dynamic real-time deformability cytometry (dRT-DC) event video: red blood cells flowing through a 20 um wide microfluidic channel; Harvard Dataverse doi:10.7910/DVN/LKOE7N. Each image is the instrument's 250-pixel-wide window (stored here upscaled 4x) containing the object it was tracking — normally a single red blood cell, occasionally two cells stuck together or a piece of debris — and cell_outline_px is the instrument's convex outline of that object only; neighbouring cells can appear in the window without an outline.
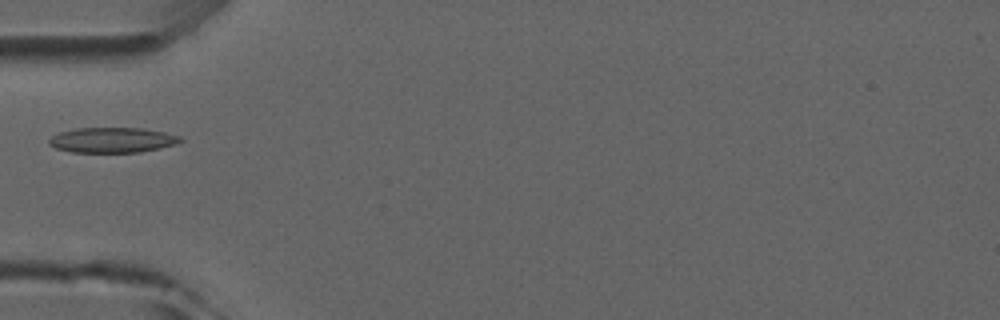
{"species": "common noctule bat (a hibernating species)", "species_latin": "Nyctalus noctula", "temperature_condition": "room temperature", "stored_images_in_passage": 5, "camera_frame_rate_fps": 3000, "um_per_image_px": 0.085, "animal": {"sex": "male", "forearm_length_mm": 52.5}, "frame": {"image": 1, "passage_image": 5, "time_ms": 4.333, "image_size_px": [1000, 320], "cell_outline_px": [[184, 140], [176, 144], [160, 148], [140, 152], [72, 152], [56, 148], [48, 144], [48, 140], [52, 136], [60, 132], [76, 128], [144, 128], [164, 132], [180, 136]], "centroid_in_image_um": [9.56, 11.9], "position_along_channel_um": 75.4, "area_um2": 19.31}}